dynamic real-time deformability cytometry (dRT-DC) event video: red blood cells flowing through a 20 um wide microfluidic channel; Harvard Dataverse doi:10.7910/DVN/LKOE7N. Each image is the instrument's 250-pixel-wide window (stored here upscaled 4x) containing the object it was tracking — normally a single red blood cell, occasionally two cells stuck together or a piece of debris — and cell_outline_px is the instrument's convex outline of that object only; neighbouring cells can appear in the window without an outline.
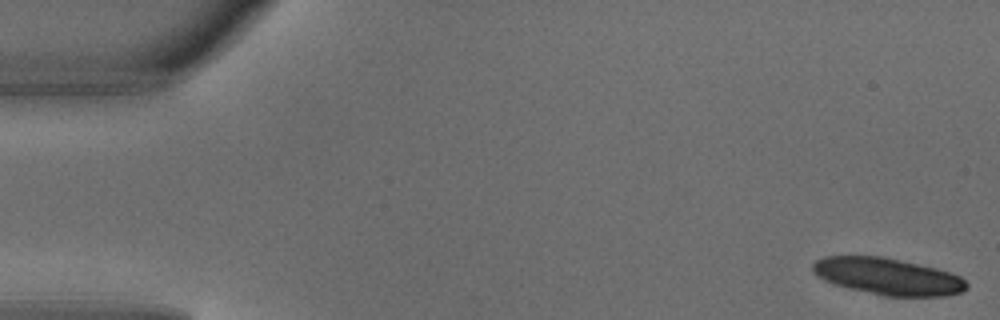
{"species": "common noctule bat (a hibernating species)", "species_latin": "Nyctalus noctula", "temperature_condition": "warm", "stored_images_in_passage": 6, "camera_frame_rate_fps": 3000, "um_per_image_px": 0.085, "animal": {"sex": "male", "body_mass_g": 18.8}, "frame": {"image": 1, "passage_image": 1, "time_ms": 0.0, "image_size_px": [1000, 320], "cell_outline_px": [[968, 288], [964, 292], [944, 296], [884, 296], [848, 288], [824, 280], [816, 276], [812, 272], [812, 264], [816, 260], [824, 256], [880, 256], [900, 260], [936, 268], [960, 276], [968, 284]], "centroid_in_image_um": [75.46, 23.5], "position_along_channel_um": 9.5, "area_um2": 33.0}}
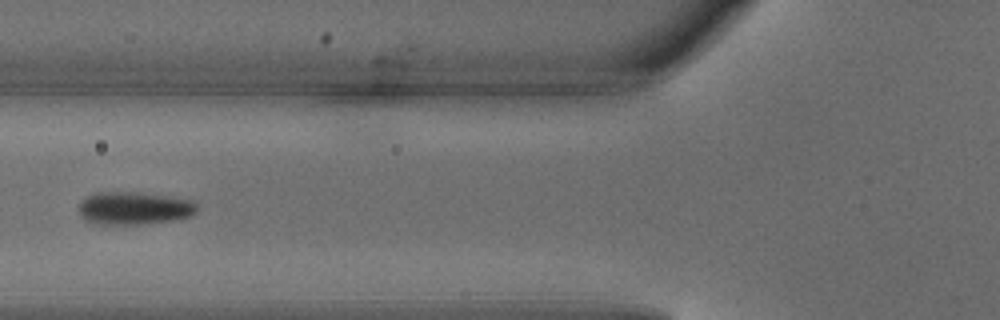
{"frame": {"image": 2, "passage_image": 6, "time_ms": 1.667, "image_size_px": [1000, 320], "cell_outline_px": [[196, 212], [192, 216], [172, 220], [140, 224], [92, 224], [80, 216], [80, 204], [88, 196], [100, 192], [136, 192], [168, 196], [192, 200], [196, 204]], "centroid_in_image_um": [11.41, 17.7], "position_along_channel_um": 114.4, "area_um2": 22.43}}